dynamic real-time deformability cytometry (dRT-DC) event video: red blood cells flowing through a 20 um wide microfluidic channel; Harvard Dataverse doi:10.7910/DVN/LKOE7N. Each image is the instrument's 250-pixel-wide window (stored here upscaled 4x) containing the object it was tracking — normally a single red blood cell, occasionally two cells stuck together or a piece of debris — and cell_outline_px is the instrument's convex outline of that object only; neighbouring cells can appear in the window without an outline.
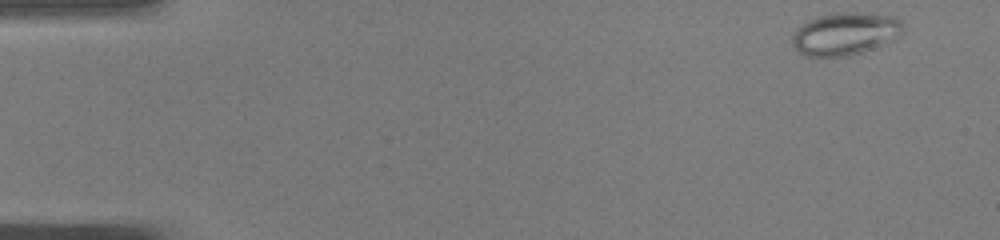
{"species": "common noctule bat (a hibernating species)", "species_latin": "Nyctalus noctula", "temperature_condition": "warm", "stored_images_in_passage": 48, "camera_frame_rate_fps": 3000, "um_per_image_px": 0.085, "animal": {"sex": "male", "body_mass_g": 19.0, "forearm_length_mm": 50.8}, "frame": {"image": 1, "passage_image": 1, "time_ms": 0.0, "image_size_px": [1000, 240], "cell_outline_px": [[904, 28], [888, 44], [848, 56], [808, 56], [800, 52], [792, 44], [792, 36], [808, 20], [820, 16], [836, 12], [860, 12], [896, 16], [904, 24]], "centroid_in_image_um": [71.9, 2.86], "position_along_channel_um": 13.1, "area_um2": 27.4}}
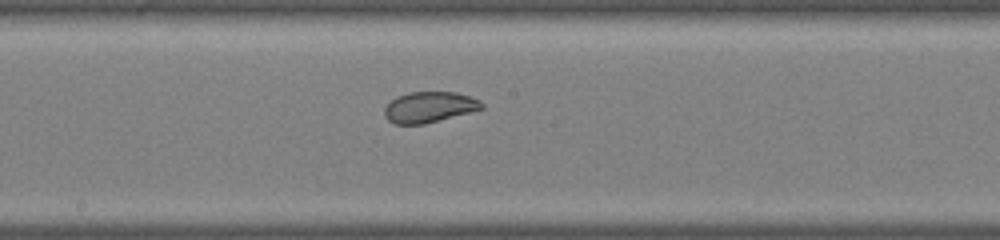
{"frame": {"image": 2, "passage_image": 25, "time_ms": 8.0, "image_size_px": [1000, 240], "cell_outline_px": [[484, 108], [424, 124], [396, 124], [388, 120], [384, 116], [384, 108], [396, 96], [408, 92], [456, 92], [480, 100], [484, 104]], "centroid_in_image_um": [36.47, 9.1], "position_along_channel_um": 211.7, "area_um2": 17.34}}
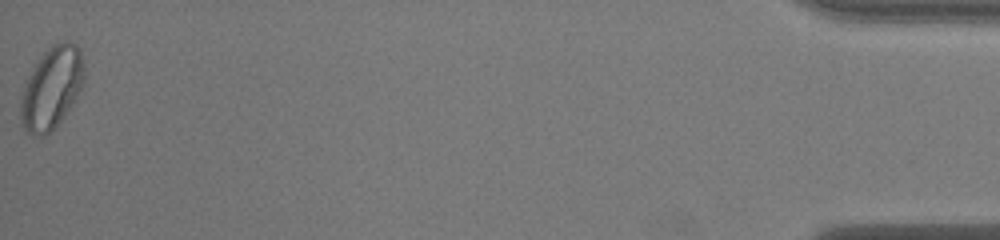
{"frame": {"image": 3, "passage_image": 48, "time_ms": 15.667, "image_size_px": [1000, 240], "cell_outline_px": [[84, 84], [72, 104], [60, 120], [44, 136], [32, 136], [24, 128], [20, 120], [20, 100], [24, 88], [40, 56], [52, 44], [60, 40], [72, 40], [76, 44], [80, 52], [84, 68]], "centroid_in_image_um": [4.4, 7.44], "position_along_channel_um": 430.8, "area_um2": 30.06}, "authors_computed_cell_mechanics": {"area_um2": 23.4668, "velocity_mm_per_s": 4.07, "shape_relaxation_time_tau1_ms": null, "shape_relaxation_time_tau2_ms": 0.8429, "deformation_change_tau1": null, "deformation_change_tau2": 0.0577}}